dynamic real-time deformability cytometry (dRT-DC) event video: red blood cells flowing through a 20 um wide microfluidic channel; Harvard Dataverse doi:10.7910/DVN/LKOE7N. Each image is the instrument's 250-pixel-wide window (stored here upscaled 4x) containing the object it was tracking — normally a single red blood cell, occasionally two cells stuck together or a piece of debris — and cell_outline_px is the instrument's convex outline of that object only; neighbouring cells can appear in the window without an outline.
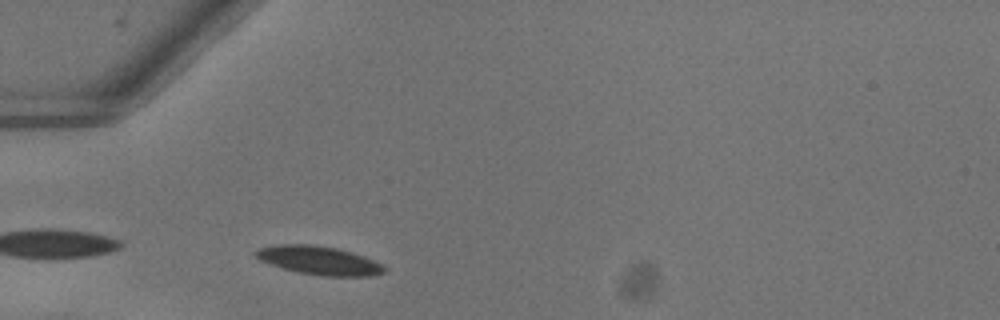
{"species": "common noctule bat (a hibernating species)", "species_latin": "Nyctalus noctula", "temperature_condition": "warm", "stored_images_in_passage": 28, "camera_frame_rate_fps": 3000, "um_per_image_px": 0.085, "animal": {"sex": "female"}, "frame": {"image": 1, "passage_image": 2, "time_ms": 0.333, "image_size_px": [1000, 320], "cell_outline_px": [[388, 268], [384, 272], [368, 276], [324, 276], [296, 272], [280, 268], [260, 260], [252, 252], [260, 248], [276, 244], [312, 244], [336, 248], [352, 252], [364, 256]], "centroid_in_image_um": [27.08, 22.13], "position_along_channel_um": 57.9, "area_um2": 21.44}}
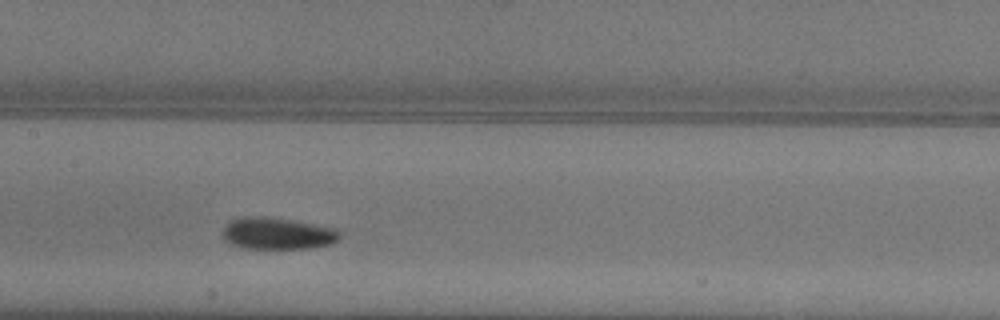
{"frame": {"image": 2, "passage_image": 12, "time_ms": 3.667, "image_size_px": [1000, 320], "cell_outline_px": [[340, 240], [332, 244], [312, 248], [244, 248], [232, 244], [224, 240], [224, 228], [232, 220], [244, 216], [268, 216], [336, 228], [340, 232]], "centroid_in_image_um": [23.63, 19.84], "position_along_channel_um": 183.8, "area_um2": 21.68}}
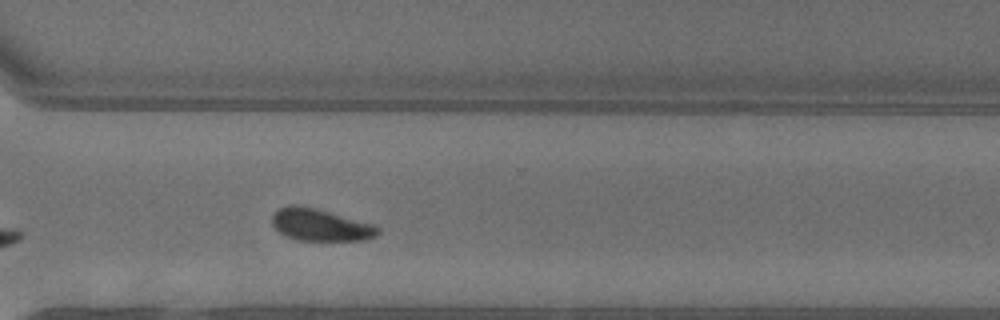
{"frame": {"image": 3, "passage_image": 24, "time_ms": 7.667, "image_size_px": [1000, 320], "cell_outline_px": [[380, 232], [376, 236], [364, 240], [296, 240], [284, 236], [272, 224], [272, 212], [288, 204], [296, 204], [316, 208], [376, 224], [380, 228]], "centroid_in_image_um": [27.24, 19.1], "position_along_channel_um": 343.4, "area_um2": 20.11}, "authors_computed_cell_mechanics": {"area_um2": 21.097, "velocity_mm_per_s": 4.001, "shape_relaxation_time_tau1_ms": 4.5108, "shape_relaxation_time_tau2_ms": null, "deformation_change_tau1": 0.1484, "deformation_change_tau2": null}}